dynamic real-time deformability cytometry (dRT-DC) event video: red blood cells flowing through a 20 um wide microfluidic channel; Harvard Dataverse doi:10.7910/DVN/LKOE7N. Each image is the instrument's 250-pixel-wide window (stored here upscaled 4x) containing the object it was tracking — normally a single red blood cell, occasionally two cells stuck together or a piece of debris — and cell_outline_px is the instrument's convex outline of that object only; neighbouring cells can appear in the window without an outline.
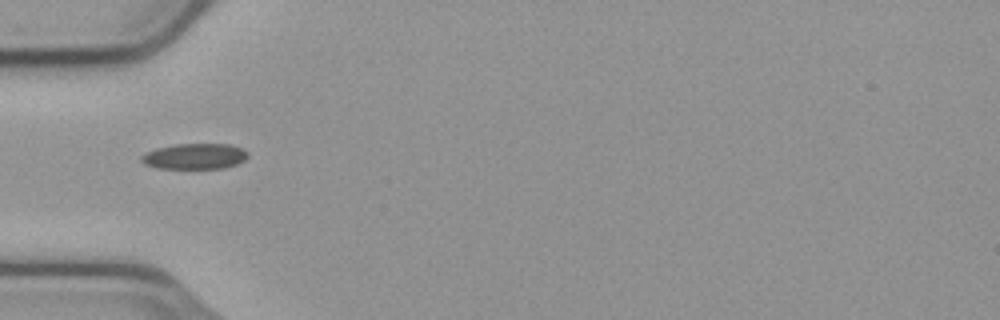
{"species": "common noctule bat (a hibernating species)", "species_latin": "Nyctalus noctula", "temperature_condition": "cold", "stored_images_in_passage": 38, "camera_frame_rate_fps": 3000, "um_per_image_px": 0.085, "animal": {"sex": "male", "body_mass_g": 23.1, "forearm_length_mm": 52.7}, "frame": {"image": 1, "passage_image": 1, "time_ms": 0.0, "image_size_px": [1000, 320], "cell_outline_px": [[248, 156], [244, 160], [236, 164], [224, 168], [156, 168], [144, 164], [140, 160], [140, 156], [144, 152], [156, 148], [176, 144], [228, 144], [240, 148], [248, 152]], "centroid_in_image_um": [16.5, 13.28], "position_along_channel_um": 68.5, "area_um2": 15.95}}
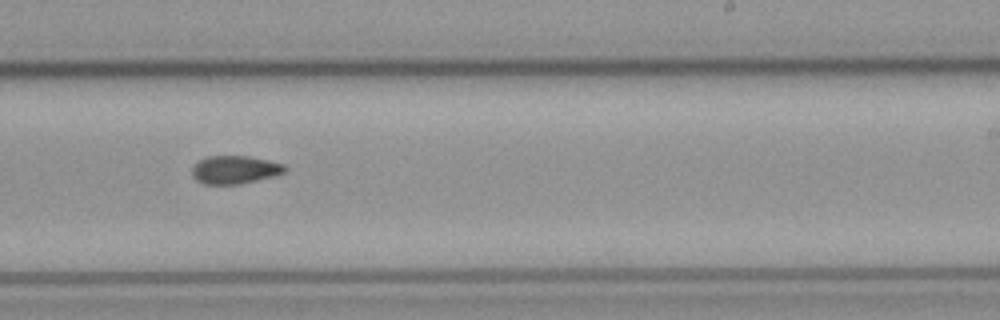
{"frame": {"image": 2, "passage_image": 17, "time_ms": 5.333, "image_size_px": [1000, 320], "cell_outline_px": [[288, 172], [276, 176], [240, 184], [204, 184], [196, 180], [192, 176], [192, 168], [200, 160], [208, 156], [248, 156], [268, 160], [284, 164], [288, 168]], "centroid_in_image_um": [20.02, 14.43], "position_along_channel_um": 269.0, "area_um2": 15.37}}
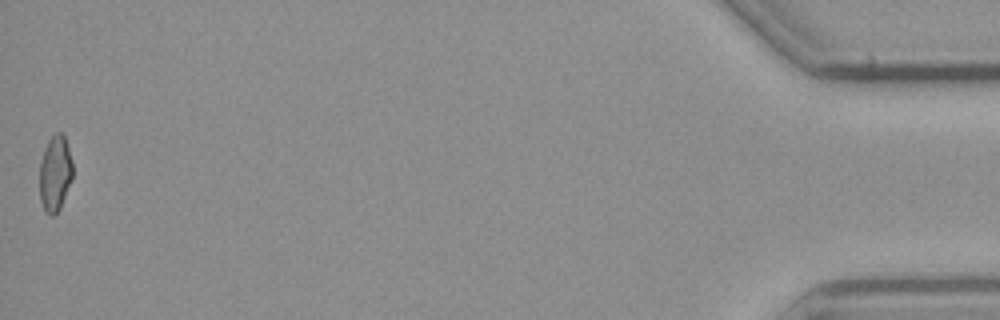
{"frame": {"image": 3, "passage_image": 38, "time_ms": 12.333, "image_size_px": [1000, 320], "cell_outline_px": [[72, 180], [60, 208], [52, 216], [44, 212], [40, 200], [40, 164], [48, 140], [56, 132], [64, 132], [72, 160]], "centroid_in_image_um": [4.69, 14.74], "position_along_channel_um": 430.5, "area_um2": 14.68}, "authors_computed_cell_mechanics": {"area_um2": 15.3459, "velocity_mm_per_s": 3.7391, "shape_relaxation_time_tau1_ms": 11.3585, "shape_relaxation_time_tau2_ms": 5.6462, "deformation_change_tau1": 0.1751, "deformation_change_tau2": 0.1022}}